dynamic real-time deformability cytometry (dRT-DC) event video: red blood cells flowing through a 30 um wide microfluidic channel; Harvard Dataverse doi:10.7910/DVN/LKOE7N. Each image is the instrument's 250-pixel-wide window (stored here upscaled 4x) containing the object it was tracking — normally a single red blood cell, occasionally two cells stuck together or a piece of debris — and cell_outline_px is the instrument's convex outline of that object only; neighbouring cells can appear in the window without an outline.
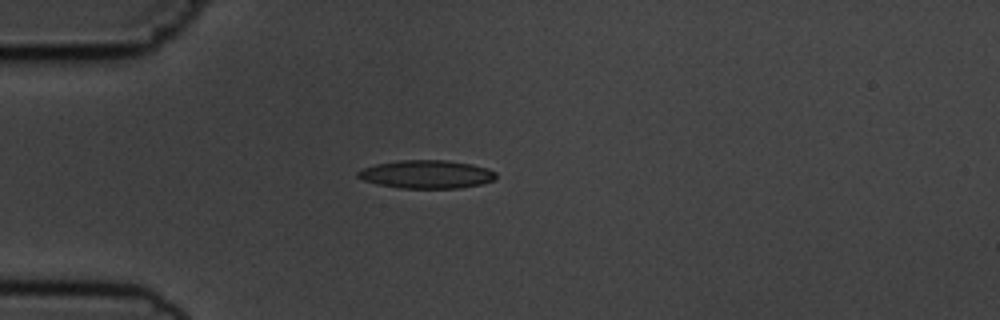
{"species": "common noctule bat (a hibernating species)", "species_latin": "Nyctalus noctula", "temperature_condition": "cold", "stored_images_in_passage": 3, "camera_frame_rate_fps": 3000, "um_per_image_px": 0.085, "animal": {"sex": "male", "body_mass_g": 19.5, "forearm_length_mm": 54.6}, "frame": {"image": 1, "passage_image": 3, "time_ms": 3.0, "image_size_px": [1000, 320], "cell_outline_px": [[496, 176], [492, 180], [480, 184], [460, 188], [400, 188], [380, 184], [364, 180], [356, 176], [356, 172], [364, 168], [376, 164], [400, 160], [448, 160], [472, 164], [488, 168], [496, 172]], "centroid_in_image_um": [36.27, 14.81], "position_along_channel_um": 48.7, "area_um2": 22.6}}